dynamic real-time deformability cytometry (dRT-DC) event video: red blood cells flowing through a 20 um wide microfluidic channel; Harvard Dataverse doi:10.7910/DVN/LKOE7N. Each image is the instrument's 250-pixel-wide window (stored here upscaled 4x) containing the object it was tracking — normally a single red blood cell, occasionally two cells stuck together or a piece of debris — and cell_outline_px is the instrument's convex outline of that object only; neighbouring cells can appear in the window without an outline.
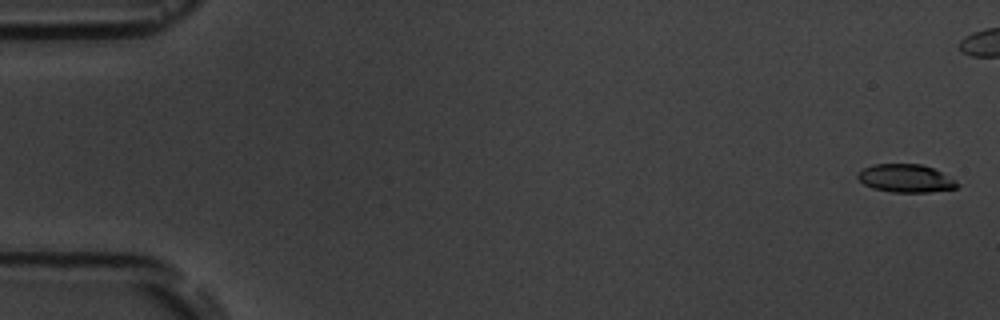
{"species": "common noctule bat (a hibernating species)", "species_latin": "Nyctalus noctula", "temperature_condition": "room temperature", "stored_images_in_passage": 4, "camera_frame_rate_fps": 3000, "um_per_image_px": 0.085, "animal": {"sex": "male", "body_mass_g": 19.5, "forearm_length_mm": 54.6}, "frame": {"image": 1, "passage_image": 1, "time_ms": 0.0, "image_size_px": [1000, 320], "cell_outline_px": [[960, 184], [956, 188], [928, 192], [892, 192], [872, 188], [864, 184], [856, 176], [856, 172], [872, 164], [920, 164], [932, 168], [940, 172]], "centroid_in_image_um": [76.93, 15.15], "position_along_channel_um": 8.1, "area_um2": 16.13}}